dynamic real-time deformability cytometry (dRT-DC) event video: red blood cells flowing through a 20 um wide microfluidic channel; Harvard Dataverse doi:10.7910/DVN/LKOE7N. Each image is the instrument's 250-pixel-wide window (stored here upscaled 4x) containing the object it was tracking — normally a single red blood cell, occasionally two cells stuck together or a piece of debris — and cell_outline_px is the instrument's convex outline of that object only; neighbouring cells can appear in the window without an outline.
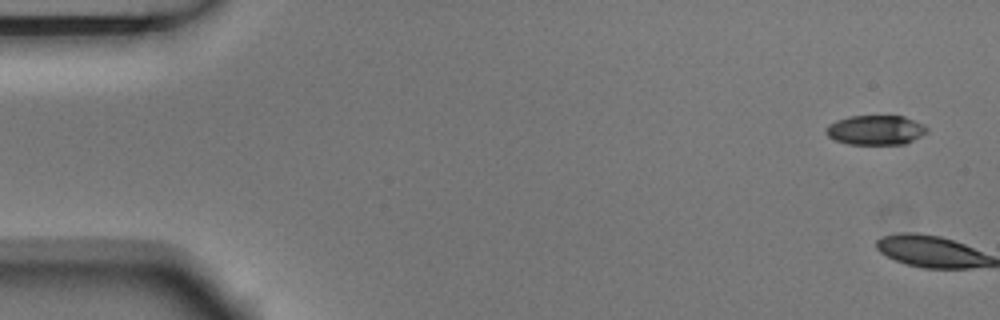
{"species": "Egyptian fruit bat (a non-hibernating species)", "species_latin": "Rousettus aegyptiacus", "temperature_condition": "room temperature", "stored_images_in_passage": 5, "camera_frame_rate_fps": 3000, "um_per_image_px": 0.085, "animal": {"sex": "male"}, "frame": {"image": 1, "passage_image": 1, "time_ms": 0.0, "image_size_px": [1000, 320], "cell_outline_px": [[928, 132], [904, 144], [848, 144], [836, 140], [828, 136], [824, 132], [824, 128], [828, 124], [836, 120], [848, 116], [904, 116], [924, 124], [928, 128]], "centroid_in_image_um": [74.4, 11.04], "position_along_channel_um": 10.6, "area_um2": 17.51}}